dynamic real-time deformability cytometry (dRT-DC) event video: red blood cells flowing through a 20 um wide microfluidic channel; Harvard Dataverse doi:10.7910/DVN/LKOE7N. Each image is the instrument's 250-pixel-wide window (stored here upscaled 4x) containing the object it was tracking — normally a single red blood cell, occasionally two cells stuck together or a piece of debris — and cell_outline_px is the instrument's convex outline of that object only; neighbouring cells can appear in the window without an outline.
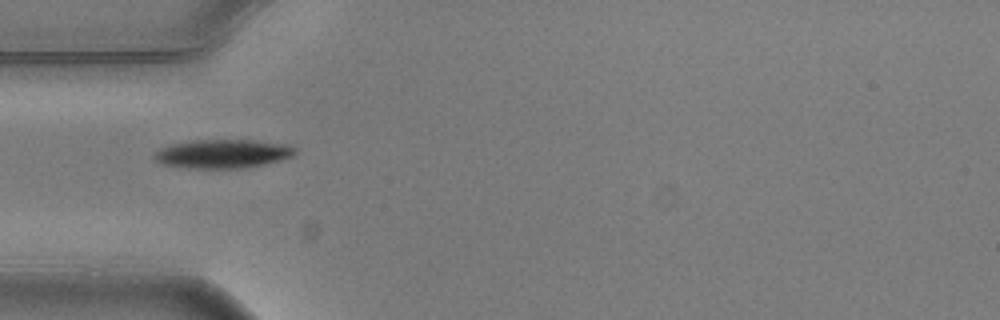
{"species": "common noctule bat (a hibernating species)", "species_latin": "Nyctalus noctula", "temperature_condition": "warm", "stored_images_in_passage": 2, "camera_frame_rate_fps": 3000, "um_per_image_px": 0.085, "animal": {"sex": "male", "body_mass_g": 20.5, "forearm_length_mm": 52.5}, "frame": {"image": 1, "passage_image": 1, "time_ms": 0.0, "image_size_px": [1000, 320], "cell_outline_px": [[296, 152], [292, 156], [280, 160], [248, 168], [188, 168], [164, 164], [156, 160], [152, 156], [160, 148], [172, 144], [192, 140], [252, 140], [292, 144], [296, 148]], "centroid_in_image_um": [18.98, 13.06], "position_along_channel_um": 66.0, "area_um2": 23.7}}
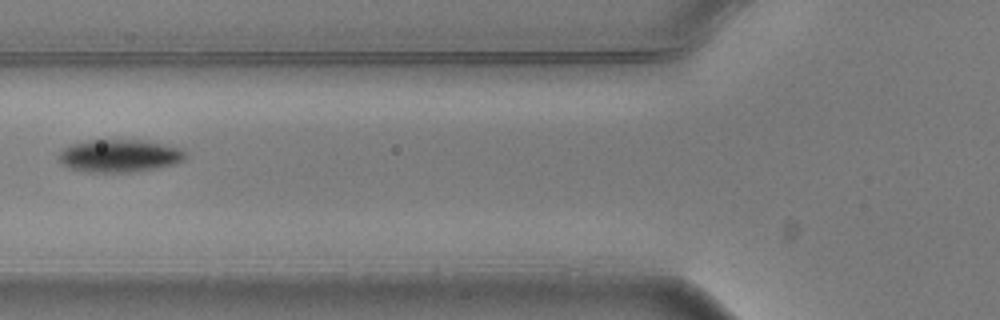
{"frame": {"image": 2, "passage_image": 2, "time_ms": 0.333, "image_size_px": [1000, 320], "cell_outline_px": [[188, 156], [184, 160], [176, 164], [156, 168], [128, 172], [84, 172], [68, 168], [60, 164], [56, 160], [60, 152], [64, 148], [72, 144], [92, 140], [144, 140], [184, 148]], "centroid_in_image_um": [10.17, 13.25], "position_along_channel_um": 115.6, "area_um2": 24.51}}